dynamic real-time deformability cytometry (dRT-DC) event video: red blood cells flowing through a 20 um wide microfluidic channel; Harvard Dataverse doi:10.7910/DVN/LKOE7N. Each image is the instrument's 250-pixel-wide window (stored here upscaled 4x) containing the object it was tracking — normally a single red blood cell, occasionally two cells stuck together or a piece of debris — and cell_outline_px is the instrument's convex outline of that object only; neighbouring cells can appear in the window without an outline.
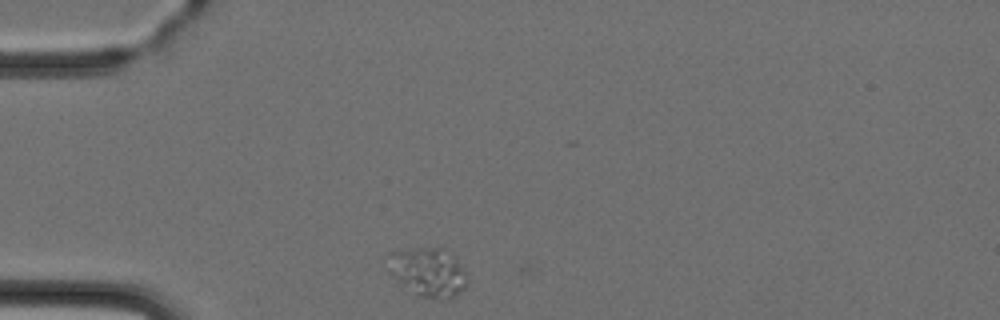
{"species": "Egyptian fruit bat (a non-hibernating species)", "species_latin": "Rousettus aegyptiacus", "temperature_condition": "cold", "stored_images_in_passage": 1, "camera_frame_rate_fps": 3000, "um_per_image_px": 0.085, "animal": {"sex": "female"}, "frame": {"image": 1, "passage_image": 1, "time_ms": 0.0, "image_size_px": [1000, 320], "cell_outline_px": [[468, 284], [460, 292], [444, 300], [440, 300], [416, 296], [396, 280], [388, 272], [388, 252], [420, 248], [444, 248], [468, 272]], "centroid_in_image_um": [36.39, 23.15], "position_along_channel_um": 48.6, "area_um2": 22.89}}